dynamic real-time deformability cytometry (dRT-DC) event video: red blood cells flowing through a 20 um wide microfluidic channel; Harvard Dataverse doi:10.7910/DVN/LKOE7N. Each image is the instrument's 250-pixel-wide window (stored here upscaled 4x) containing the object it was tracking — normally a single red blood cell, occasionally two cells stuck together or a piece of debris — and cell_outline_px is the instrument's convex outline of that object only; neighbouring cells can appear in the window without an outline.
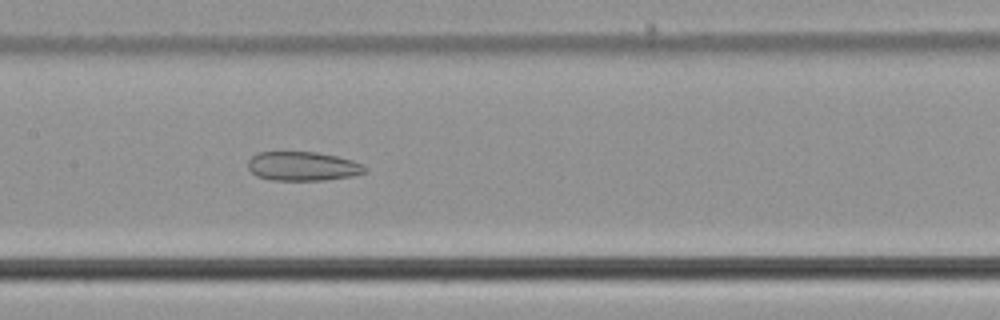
{"species": "common noctule bat (a hibernating species)", "species_latin": "Nyctalus noctula", "temperature_condition": "cold", "stored_images_in_passage": 49, "camera_frame_rate_fps": 3000, "um_per_image_px": 0.085, "animal": {"sex": "male", "body_mass_g": 21.5, "forearm_length_mm": 52.0}, "frame": {"image": 1, "passage_image": 21, "time_ms": 6.667, "image_size_px": [1000, 320], "cell_outline_px": [[368, 172], [352, 176], [324, 180], [272, 180], [256, 176], [248, 168], [248, 160], [256, 152], [316, 152], [336, 156], [352, 160], [368, 168]], "centroid_in_image_um": [25.73, 14.13], "position_along_channel_um": 181.7, "area_um2": 19.88}}
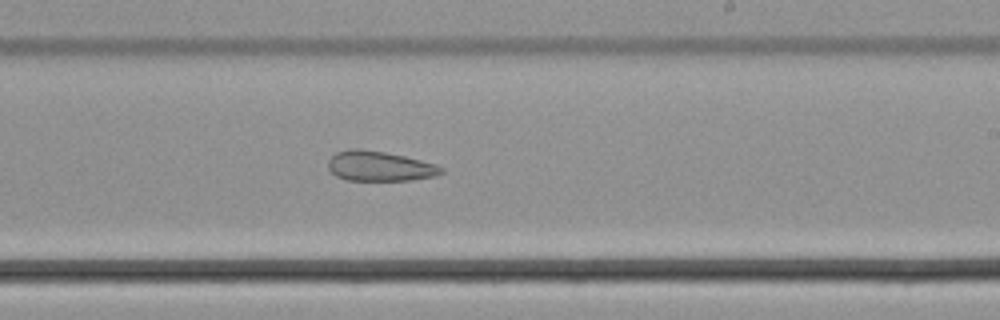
{"frame": {"image": 2, "passage_image": 27, "time_ms": 8.667, "image_size_px": [1000, 320], "cell_outline_px": [[444, 172], [436, 176], [412, 180], [348, 180], [336, 176], [328, 168], [328, 160], [336, 152], [348, 148], [360, 148], [384, 152], [404, 156], [436, 164], [444, 168]], "centroid_in_image_um": [32.27, 14.12], "position_along_channel_um": 256.7, "area_um2": 19.83}}
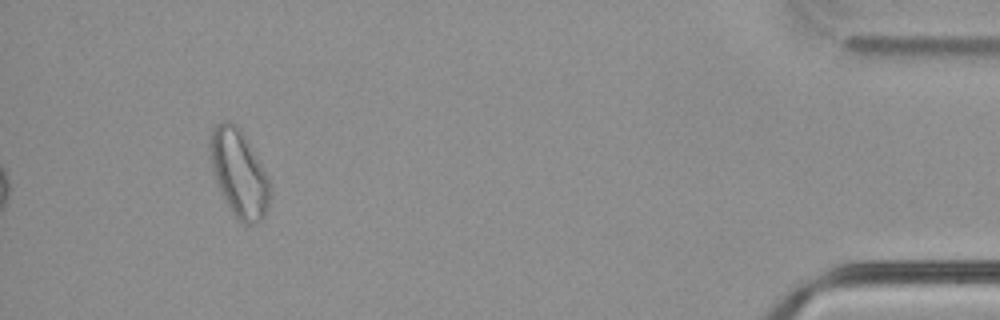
{"frame": {"image": 3, "passage_image": 45, "time_ms": 14.667, "image_size_px": [1000, 320], "cell_outline_px": [[272, 188], [268, 208], [264, 216], [256, 224], [244, 224], [228, 208], [220, 192], [212, 168], [208, 148], [208, 144], [212, 128], [216, 124], [224, 120], [228, 120], [236, 124], [244, 136], [268, 176]], "centroid_in_image_um": [20.3, 14.73], "position_along_channel_um": 414.9, "area_um2": 30.52}}